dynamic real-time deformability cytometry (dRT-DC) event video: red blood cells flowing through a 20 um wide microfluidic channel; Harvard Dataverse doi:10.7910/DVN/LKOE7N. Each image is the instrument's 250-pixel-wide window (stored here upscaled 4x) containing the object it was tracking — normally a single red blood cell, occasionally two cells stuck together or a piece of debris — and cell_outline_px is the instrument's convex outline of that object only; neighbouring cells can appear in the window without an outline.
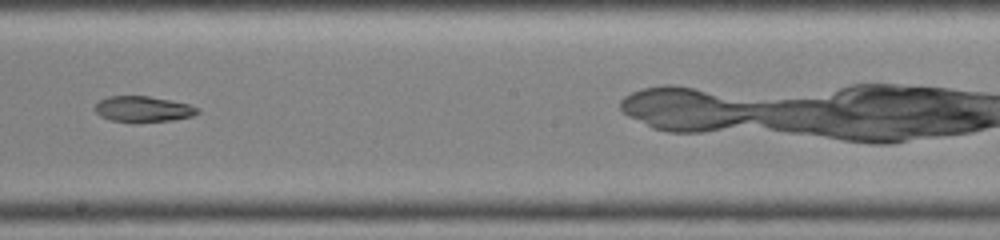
{"species": "common noctule bat (a hibernating species)", "species_latin": "Nyctalus noctula", "temperature_condition": "warm", "stored_images_in_passage": 27, "camera_frame_rate_fps": 3000, "um_per_image_px": 0.085, "animal": {"sex": "female", "body_mass_g": 19.0, "forearm_length_mm": 51.5}, "frame": {"image": 1, "passage_image": 12, "time_ms": 3.667, "image_size_px": [1000, 240], "cell_outline_px": [[200, 112], [192, 116], [172, 120], [136, 124], [132, 124], [112, 120], [100, 116], [92, 108], [100, 100], [108, 96], [148, 96], [188, 104], [200, 108]], "centroid_in_image_um": [12.13, 9.3], "position_along_channel_um": 236.1, "area_um2": 15.78}}